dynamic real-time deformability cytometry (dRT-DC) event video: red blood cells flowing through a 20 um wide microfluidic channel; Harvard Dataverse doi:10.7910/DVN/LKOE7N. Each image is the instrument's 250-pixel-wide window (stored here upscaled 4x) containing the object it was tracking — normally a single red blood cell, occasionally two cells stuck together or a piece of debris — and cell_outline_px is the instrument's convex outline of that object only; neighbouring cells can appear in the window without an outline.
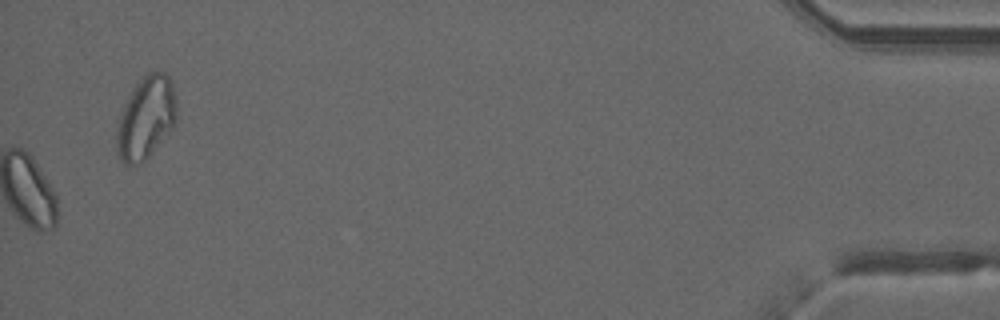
{"species": "common noctule bat (a hibernating species)", "species_latin": "Nyctalus noctula", "temperature_condition": "warm", "stored_images_in_passage": 52, "camera_frame_rate_fps": 3000, "um_per_image_px": 0.085, "animal": {"sex": "male", "forearm_length_mm": 52.5}, "frame": {"image": 1, "passage_image": 52, "time_ms": 17.0, "image_size_px": [1000, 320], "cell_outline_px": [[176, 124], [148, 156], [144, 160], [132, 164], [124, 164], [116, 148], [116, 132], [120, 116], [124, 104], [132, 88], [148, 72], [156, 68], [164, 72], [168, 76], [172, 84], [176, 100]], "centroid_in_image_um": [12.42, 9.96], "position_along_channel_um": 422.8, "area_um2": 28.67}, "authors_computed_cell_mechanics": {"area_um2": 21.2704, "velocity_mm_per_s": 4.016, "shape_relaxation_time_tau1_ms": null, "shape_relaxation_time_tau2_ms": 7.4851, "deformation_change_tau1": null, "deformation_change_tau2": 0.1147}}